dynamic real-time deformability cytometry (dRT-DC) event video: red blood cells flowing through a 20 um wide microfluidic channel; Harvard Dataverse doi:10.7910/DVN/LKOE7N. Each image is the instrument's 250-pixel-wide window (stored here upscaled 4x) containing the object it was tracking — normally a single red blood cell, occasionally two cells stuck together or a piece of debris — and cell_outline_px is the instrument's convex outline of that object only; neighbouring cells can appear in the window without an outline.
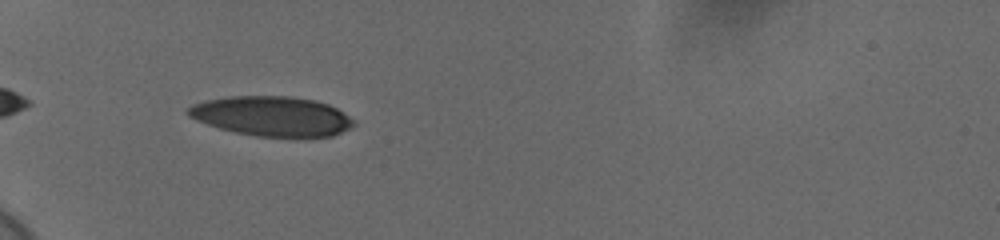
{"species": "human", "species_latin": "Homo sapiens", "temperature_condition": "cold", "stored_images_in_passage": 33, "camera_frame_rate_fps": 3000, "um_per_image_px": 0.085, "donor": {"sex": "female"}, "frame": {"image": 1, "passage_image": 2, "time_ms": 0.333, "image_size_px": [1000, 240], "cell_outline_px": [[356, 124], [332, 136], [292, 140], [256, 136], [236, 132], [220, 128], [196, 120], [188, 116], [184, 112], [192, 104], [208, 100], [228, 96], [292, 96], [316, 100], [328, 104], [344, 112], [356, 120]], "centroid_in_image_um": [23.16, 9.91], "position_along_channel_um": 61.8, "area_um2": 39.36}}
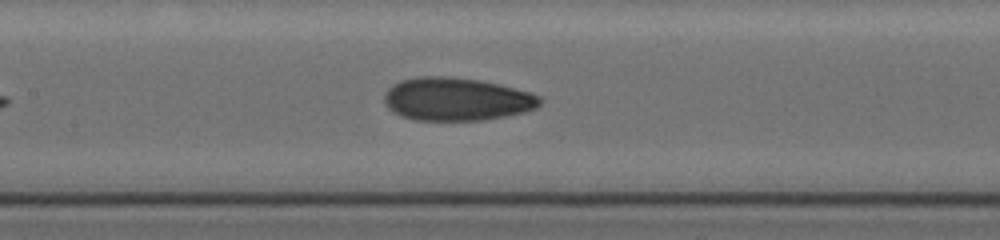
{"frame": {"image": 2, "passage_image": 9, "time_ms": 2.667, "image_size_px": [1000, 240], "cell_outline_px": [[544, 100], [536, 108], [524, 112], [484, 120], [412, 120], [400, 116], [392, 112], [384, 104], [384, 92], [392, 84], [400, 80], [416, 76], [448, 76], [480, 80], [528, 92], [540, 96]], "centroid_in_image_um": [38.74, 8.43], "position_along_channel_um": 168.7, "area_um2": 39.3}}
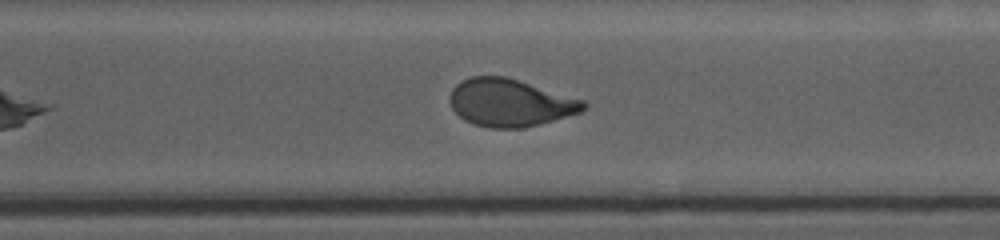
{"frame": {"image": 3, "passage_image": 22, "time_ms": 7.0, "image_size_px": [1000, 240], "cell_outline_px": [[588, 104], [580, 112], [540, 124], [520, 128], [492, 128], [472, 124], [464, 120], [452, 108], [452, 88], [456, 84], [472, 76], [504, 76], [584, 100]], "centroid_in_image_um": [43.36, 8.74], "position_along_channel_um": 327.2, "area_um2": 36.47}, "authors_computed_cell_mechanics": {"area_um2": 37.5122, "velocity_mm_per_s": 3.677, "shape_relaxation_time_tau1_ms": 4.374, "shape_relaxation_time_tau2_ms": 0.954, "deformation_change_tau1": 0.1507, "deformation_change_tau2": 0.0636}}